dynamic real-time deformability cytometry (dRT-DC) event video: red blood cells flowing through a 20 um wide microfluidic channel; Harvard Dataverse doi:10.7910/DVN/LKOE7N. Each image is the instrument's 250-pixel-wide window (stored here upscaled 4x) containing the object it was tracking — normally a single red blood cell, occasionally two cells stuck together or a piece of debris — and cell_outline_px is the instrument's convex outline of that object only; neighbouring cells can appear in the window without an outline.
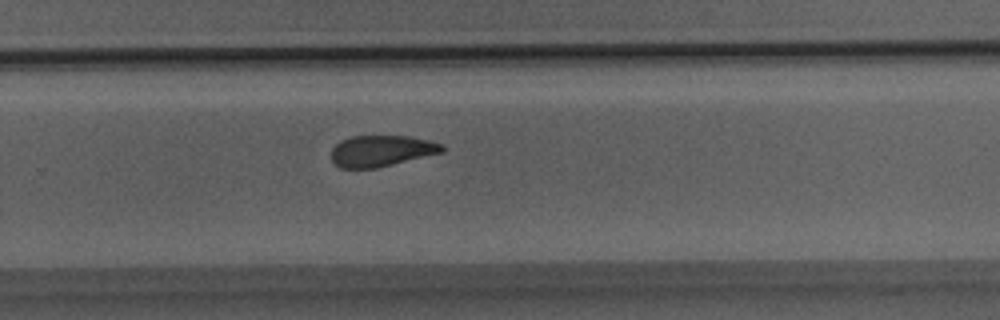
{"species": "Egyptian fruit bat (a non-hibernating species)", "species_latin": "Rousettus aegyptiacus", "temperature_condition": "room temperature", "stored_images_in_passage": 28, "camera_frame_rate_fps": 3000, "um_per_image_px": 0.085, "animal": {"sex": "male"}, "frame": {"image": 1, "passage_image": 16, "time_ms": 5.0, "image_size_px": [1000, 320], "cell_outline_px": [[444, 152], [376, 168], [340, 168], [332, 160], [332, 148], [340, 140], [352, 136], [408, 136], [428, 140], [444, 144]], "centroid_in_image_um": [32.43, 12.82], "position_along_channel_um": 297.4, "area_um2": 20.11}}
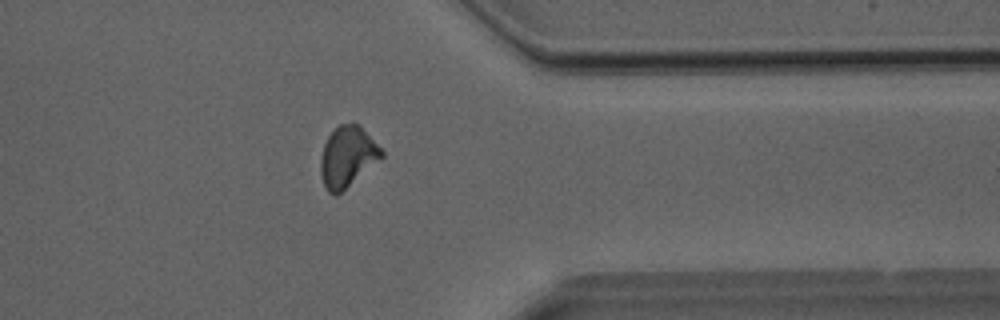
{"frame": {"image": 2, "passage_image": 21, "time_ms": 6.667, "image_size_px": [1000, 320], "cell_outline_px": [[384, 156], [336, 196], [328, 192], [324, 184], [320, 172], [320, 160], [324, 144], [328, 136], [340, 124], [352, 120], [384, 152]], "centroid_in_image_um": [29.5, 13.32], "position_along_channel_um": 381.9, "area_um2": 21.1}}
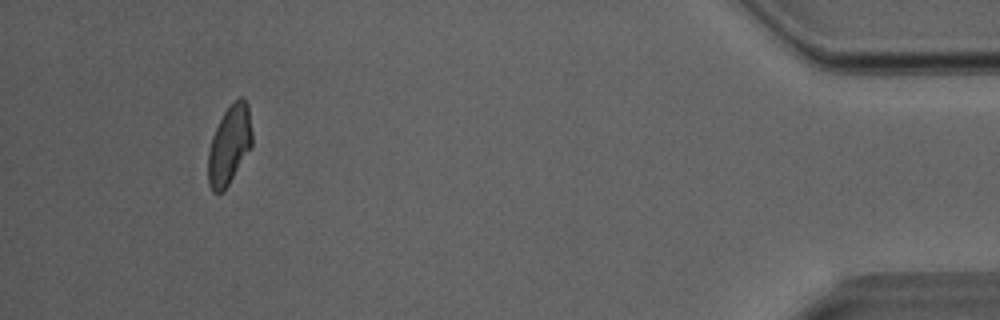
{"frame": {"image": 3, "passage_image": 26, "time_ms": 8.333, "image_size_px": [1000, 320], "cell_outline_px": [[252, 148], [228, 184], [220, 192], [212, 192], [208, 184], [208, 152], [212, 136], [224, 112], [240, 96], [244, 96], [248, 104], [252, 132]], "centroid_in_image_um": [19.51, 12.31], "position_along_channel_um": 415.7, "area_um2": 20.17}}